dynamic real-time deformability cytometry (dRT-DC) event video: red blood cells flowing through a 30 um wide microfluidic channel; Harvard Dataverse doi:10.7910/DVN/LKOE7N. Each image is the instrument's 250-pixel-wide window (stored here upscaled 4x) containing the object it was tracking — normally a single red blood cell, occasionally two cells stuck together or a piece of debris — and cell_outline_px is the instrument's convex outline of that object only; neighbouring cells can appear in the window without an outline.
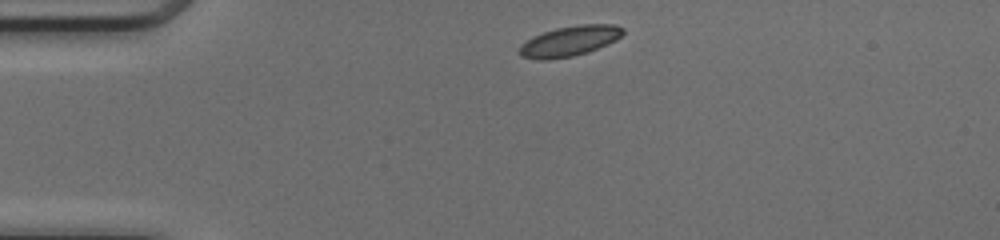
{"species": "common noctule bat (a hibernating species)", "species_latin": "Nyctalus noctula", "temperature_condition": "cold", "stored_images_in_passage": 40, "camera_frame_rate_fps": 3000, "um_per_image_px": 0.085, "animal": {"sex": "female", "body_mass_g": 17.0, "forearm_length_mm": 48.0}, "frame": {"image": 1, "passage_image": 1, "time_ms": 0.0, "image_size_px": [1000, 240], "cell_outline_px": [[624, 32], [616, 40], [608, 44], [588, 52], [572, 56], [548, 60], [536, 60], [520, 56], [520, 44], [532, 36], [556, 28], [580, 24], [616, 24], [624, 28]], "centroid_in_image_um": [48.41, 3.49], "position_along_channel_um": 36.6, "area_um2": 18.38}}
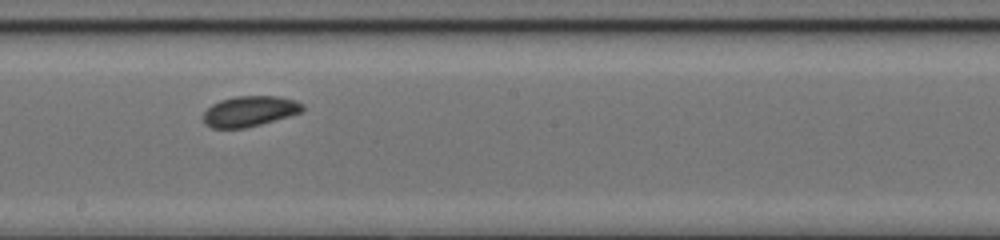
{"frame": {"image": 2, "passage_image": 18, "time_ms": 5.667, "image_size_px": [1000, 240], "cell_outline_px": [[304, 108], [300, 112], [288, 116], [260, 124], [244, 128], [212, 128], [204, 124], [204, 112], [212, 104], [220, 100], [236, 96], [280, 96], [296, 100], [304, 104]], "centroid_in_image_um": [21.22, 9.44], "position_along_channel_um": 227.0, "area_um2": 17.57}}
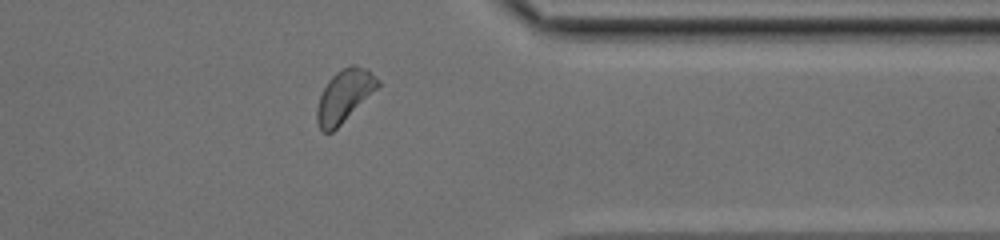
{"frame": {"image": 3, "passage_image": 30, "time_ms": 9.667, "image_size_px": [1000, 240], "cell_outline_px": [[380, 84], [332, 132], [324, 132], [320, 128], [316, 120], [316, 108], [320, 96], [328, 80], [336, 72], [348, 64], [352, 64], [368, 68], [380, 80]], "centroid_in_image_um": [29.25, 8.1], "position_along_channel_um": 382.1, "area_um2": 18.21}, "authors_computed_cell_mechanics": {"area_um2": 18.1203, "velocity_mm_per_s": 4.1121, "shape_relaxation_time_tau1_ms": 2.5185, "shape_relaxation_time_tau2_ms": null, "deformation_change_tau1": 0.0585, "deformation_change_tau2": null}}